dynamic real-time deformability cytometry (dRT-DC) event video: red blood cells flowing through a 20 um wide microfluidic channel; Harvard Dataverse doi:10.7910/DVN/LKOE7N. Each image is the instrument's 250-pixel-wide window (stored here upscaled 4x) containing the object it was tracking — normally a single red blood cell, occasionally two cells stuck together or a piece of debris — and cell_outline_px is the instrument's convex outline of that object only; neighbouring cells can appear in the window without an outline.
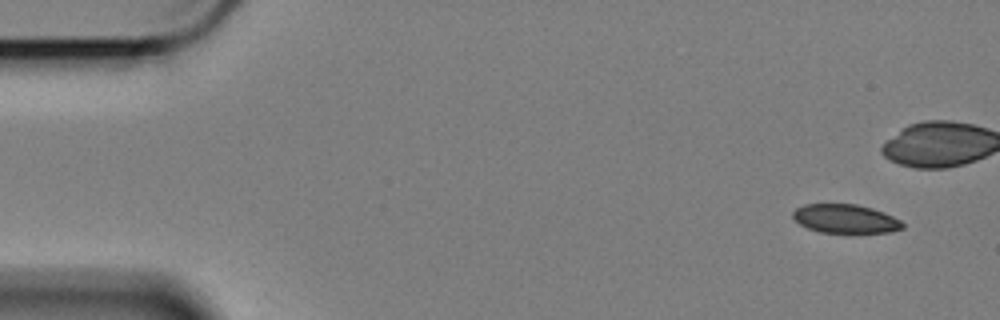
{"species": "Egyptian fruit bat (a non-hibernating species)", "species_latin": "Rousettus aegyptiacus", "temperature_condition": "cold", "stored_images_in_passage": 57, "camera_frame_rate_fps": 3000, "um_per_image_px": 0.085, "animal": {"sex": "female"}, "frame": {"image": 1, "passage_image": 1, "time_ms": 0.0, "image_size_px": [1000, 320], "cell_outline_px": [[904, 228], [888, 232], [820, 232], [808, 228], [800, 224], [792, 216], [792, 212], [796, 208], [804, 204], [856, 204], [872, 208], [884, 212], [900, 220], [904, 224]], "centroid_in_image_um": [71.85, 18.58], "position_along_channel_um": 13.1, "area_um2": 18.26}}
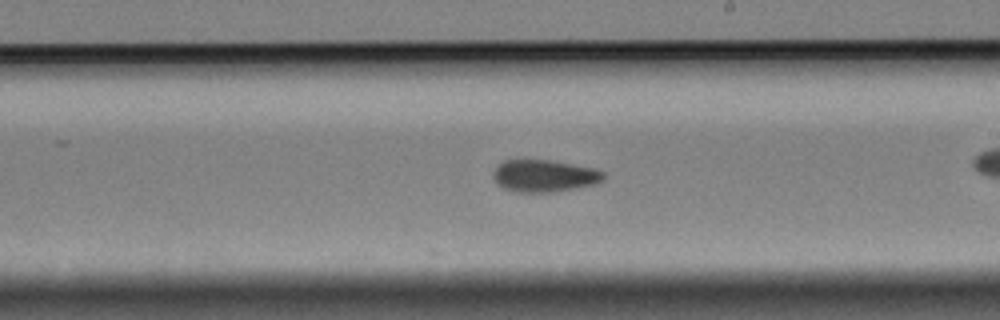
{"frame": {"image": 2, "passage_image": 31, "time_ms": 10.0, "image_size_px": [1000, 320], "cell_outline_px": [[604, 180], [596, 184], [576, 188], [552, 192], [516, 192], [504, 188], [496, 184], [492, 176], [492, 172], [504, 160], [548, 160], [596, 168], [604, 172]], "centroid_in_image_um": [46.27, 14.95], "position_along_channel_um": 242.7, "area_um2": 20.75}}
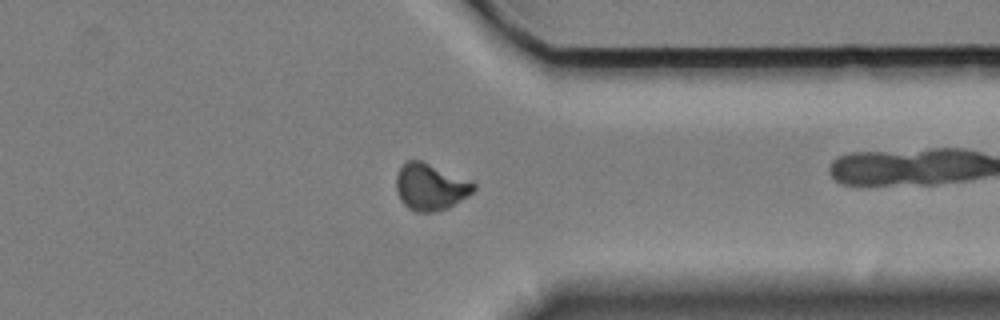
{"frame": {"image": 3, "passage_image": 43, "time_ms": 14.0, "image_size_px": [1000, 320], "cell_outline_px": [[476, 188], [472, 192], [448, 208], [432, 212], [416, 212], [408, 208], [400, 200], [396, 188], [396, 176], [400, 168], [408, 160], [420, 160], [476, 184]], "centroid_in_image_um": [36.54, 15.91], "position_along_channel_um": 374.9, "area_um2": 20.58}, "authors_computed_cell_mechanics": {"area_um2": 20.5768, "velocity_mm_per_s": 3.3832, "shape_relaxation_time_tau1_ms": 6.8777, "shape_relaxation_time_tau2_ms": 3.9015, "deformation_change_tau1": 0.1097, "deformation_change_tau2": 0.0867}}